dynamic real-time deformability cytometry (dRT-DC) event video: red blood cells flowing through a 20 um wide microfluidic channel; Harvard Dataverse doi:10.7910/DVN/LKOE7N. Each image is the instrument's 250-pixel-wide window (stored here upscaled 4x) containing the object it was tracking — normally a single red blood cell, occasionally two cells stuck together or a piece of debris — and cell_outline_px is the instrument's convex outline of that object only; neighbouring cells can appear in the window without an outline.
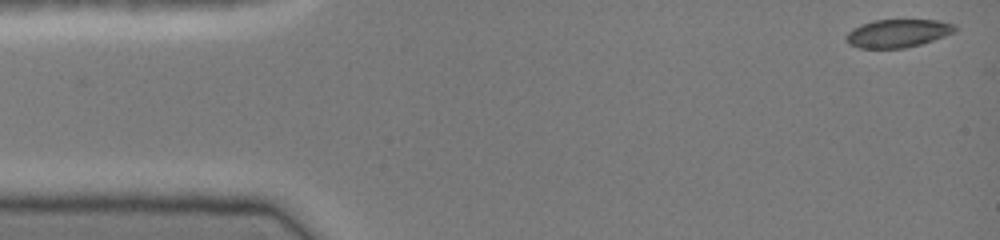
{"species": "common noctule bat (a hibernating species)", "species_latin": "Nyctalus noctula", "temperature_condition": "cold", "stored_images_in_passage": 41, "camera_frame_rate_fps": 3000, "um_per_image_px": 0.085, "animal": {"sex": "female", "body_mass_g": 19.0, "forearm_length_mm": 51.5}, "frame": {"image": 1, "passage_image": 1, "time_ms": 0.0, "image_size_px": [1000, 240], "cell_outline_px": [[956, 32], [920, 44], [904, 48], [860, 48], [848, 44], [844, 36], [852, 28], [860, 24], [872, 20], [940, 20], [956, 24]], "centroid_in_image_um": [76.29, 2.82], "position_along_channel_um": 8.7, "area_um2": 17.98}}
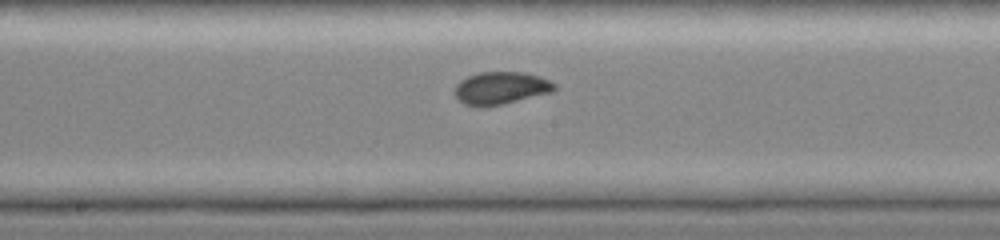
{"frame": {"image": 2, "passage_image": 23, "time_ms": 7.333, "image_size_px": [1000, 240], "cell_outline_px": [[556, 88], [552, 92], [504, 104], [464, 104], [456, 100], [452, 92], [456, 84], [460, 80], [468, 76], [480, 72], [524, 72], [540, 76], [556, 84]], "centroid_in_image_um": [42.56, 7.46], "position_along_channel_um": 205.6, "area_um2": 18.79}}
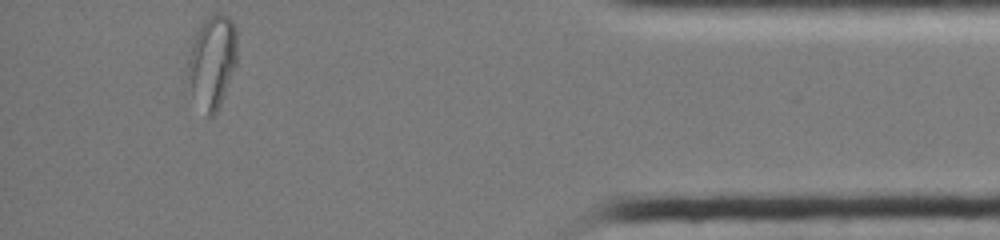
{"frame": {"image": 3, "passage_image": 41, "time_ms": 13.333, "image_size_px": [1000, 240], "cell_outline_px": [[236, 64], [220, 104], [216, 112], [212, 116], [208, 116], [192, 92], [184, 76], [188, 56], [196, 32], [200, 24], [204, 20], [216, 12], [228, 16], [232, 20], [236, 28]], "centroid_in_image_um": [18.01, 5.19], "position_along_channel_um": 417.2, "area_um2": 26.65}}